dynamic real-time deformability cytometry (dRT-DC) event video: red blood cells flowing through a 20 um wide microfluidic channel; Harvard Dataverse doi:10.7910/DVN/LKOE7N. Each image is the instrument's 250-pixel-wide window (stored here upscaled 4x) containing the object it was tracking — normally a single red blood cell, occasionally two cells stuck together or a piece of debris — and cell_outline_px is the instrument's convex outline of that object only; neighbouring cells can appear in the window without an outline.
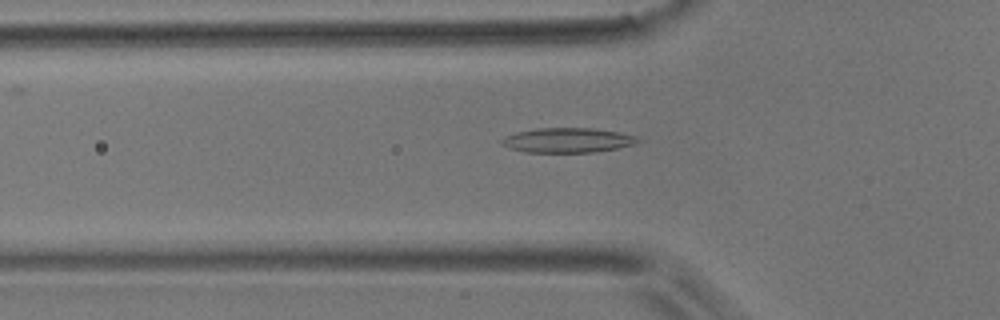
{"species": "common noctule bat (a hibernating species)", "species_latin": "Nyctalus noctula", "temperature_condition": "room temperature", "stored_images_in_passage": 54, "camera_frame_rate_fps": 3000, "um_per_image_px": 0.085, "animal": {"sex": "male", "body_mass_g": 17.9}, "frame": {"image": 1, "passage_image": 18, "time_ms": 5.667, "image_size_px": [1000, 320], "cell_outline_px": [[640, 140], [632, 144], [616, 148], [596, 152], [524, 152], [500, 144], [500, 140], [516, 132], [536, 128], [592, 128], [616, 132], [636, 136]], "centroid_in_image_um": [48.21, 11.92], "position_along_channel_um": 77.6, "area_um2": 19.31}}
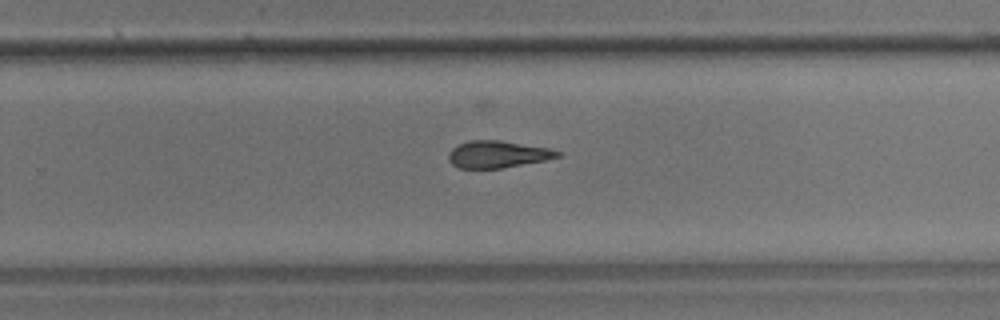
{"frame": {"image": 2, "passage_image": 35, "time_ms": 11.333, "image_size_px": [1000, 320], "cell_outline_px": [[560, 156], [544, 160], [500, 168], [460, 168], [452, 164], [448, 160], [448, 152], [452, 148], [468, 140], [500, 140], [548, 148], [560, 152]], "centroid_in_image_um": [42.25, 13.11], "position_along_channel_um": 287.6, "area_um2": 16.94}}
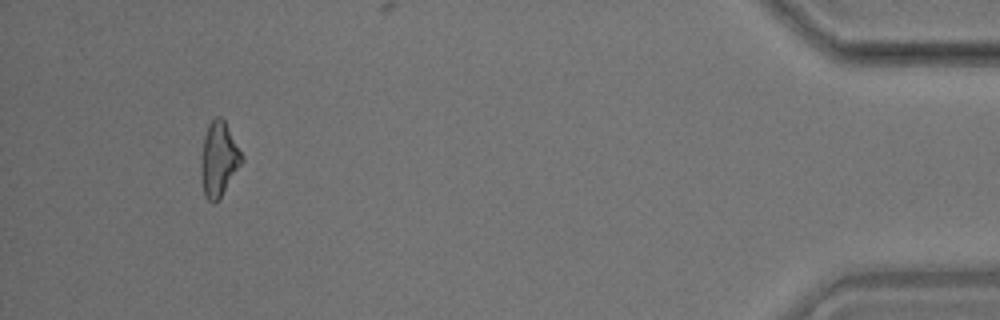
{"frame": {"image": 3, "passage_image": 51, "time_ms": 16.667, "image_size_px": [1000, 320], "cell_outline_px": [[244, 160], [220, 200], [216, 204], [212, 204], [204, 196], [200, 172], [200, 160], [204, 136], [208, 124], [216, 116], [220, 116], [224, 120], [244, 156]], "centroid_in_image_um": [18.59, 13.58], "position_along_channel_um": 416.6, "area_um2": 18.15}, "authors_computed_cell_mechanics": {"area_um2": 18.1203, "velocity_mm_per_s": 3.6938, "shape_relaxation_time_tau1_ms": null, "shape_relaxation_time_tau2_ms": 6.4824, "deformation_change_tau1": null, "deformation_change_tau2": 0.1734}}